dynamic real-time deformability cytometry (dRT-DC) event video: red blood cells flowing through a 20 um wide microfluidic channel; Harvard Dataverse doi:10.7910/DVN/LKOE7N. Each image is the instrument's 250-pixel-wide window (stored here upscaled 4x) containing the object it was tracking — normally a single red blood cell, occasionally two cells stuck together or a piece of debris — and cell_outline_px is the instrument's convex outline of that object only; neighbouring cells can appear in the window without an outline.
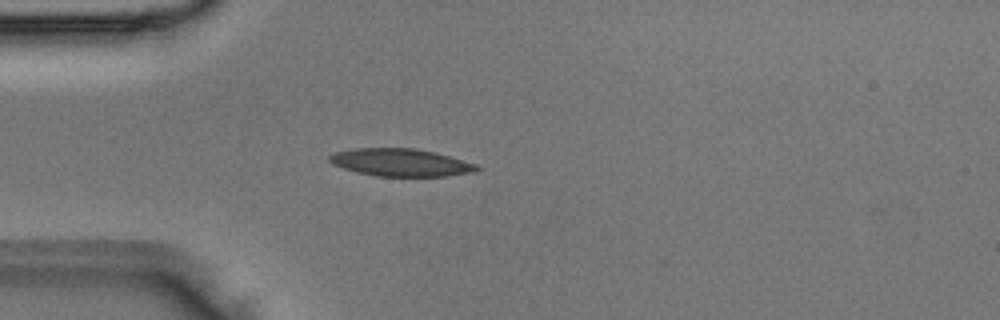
{"species": "Egyptian fruit bat (a non-hibernating species)", "species_latin": "Rousettus aegyptiacus", "temperature_condition": "room temperature", "stored_images_in_passage": 2, "camera_frame_rate_fps": 3000, "um_per_image_px": 0.085, "animal": {"sex": "male"}, "frame": {"image": 1, "passage_image": 2, "time_ms": 0.333, "image_size_px": [1000, 320], "cell_outline_px": [[480, 168], [476, 172], [448, 176], [376, 176], [356, 172], [332, 164], [328, 160], [328, 156], [336, 152], [352, 148], [412, 148], [432, 152], [448, 156], [476, 164]], "centroid_in_image_um": [34.03, 13.82], "position_along_channel_um": 51.0, "area_um2": 23.58}}